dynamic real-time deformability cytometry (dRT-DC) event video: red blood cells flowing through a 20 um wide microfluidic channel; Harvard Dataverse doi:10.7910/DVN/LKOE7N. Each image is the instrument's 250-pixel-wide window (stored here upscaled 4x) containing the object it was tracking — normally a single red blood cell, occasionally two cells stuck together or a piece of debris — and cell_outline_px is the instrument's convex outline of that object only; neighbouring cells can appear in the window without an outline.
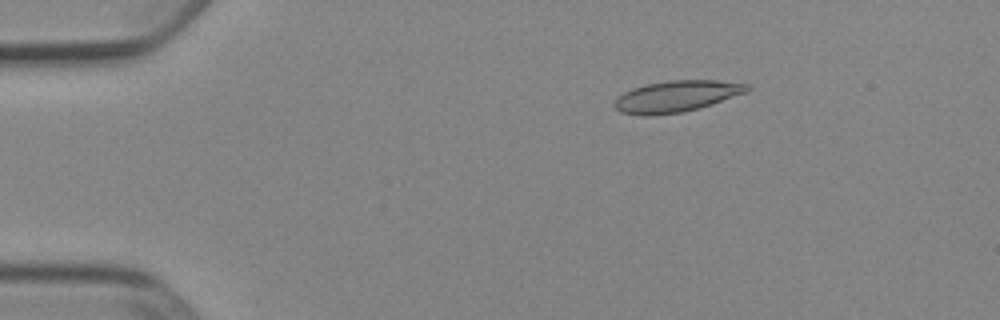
{"species": "Egyptian fruit bat (a non-hibernating species)", "species_latin": "Rousettus aegyptiacus", "temperature_condition": "cold", "stored_images_in_passage": 49, "camera_frame_rate_fps": 3000, "um_per_image_px": 0.085, "animal": {"sex": "female"}, "frame": {"image": 1, "passage_image": 6, "time_ms": 1.667, "image_size_px": [1000, 320], "cell_outline_px": [[752, 88], [748, 92], [712, 104], [680, 112], [652, 116], [644, 116], [620, 112], [612, 104], [624, 92], [632, 88], [644, 84], [668, 80], [716, 80], [748, 84]], "centroid_in_image_um": [57.5, 8.18], "position_along_channel_um": 27.5, "area_um2": 24.28}}
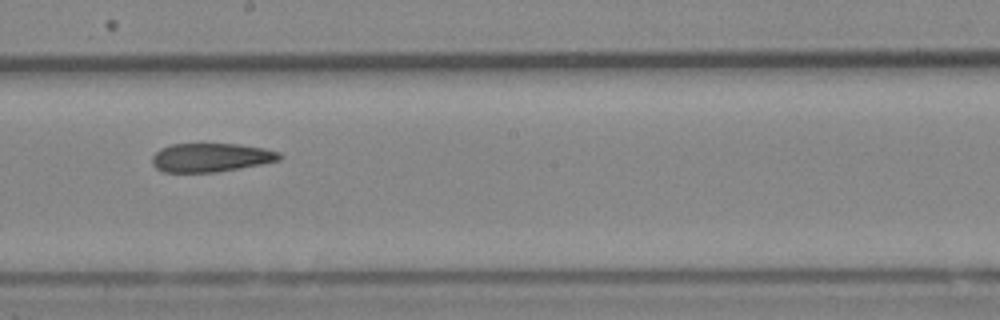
{"frame": {"image": 2, "passage_image": 27, "time_ms": 8.667, "image_size_px": [1000, 320], "cell_outline_px": [[284, 156], [280, 160], [240, 168], [216, 172], [164, 172], [156, 168], [152, 164], [152, 156], [160, 148], [172, 144], [240, 144], [264, 148], [280, 152]], "centroid_in_image_um": [17.94, 13.38], "position_along_channel_um": 230.3, "area_um2": 21.39}}
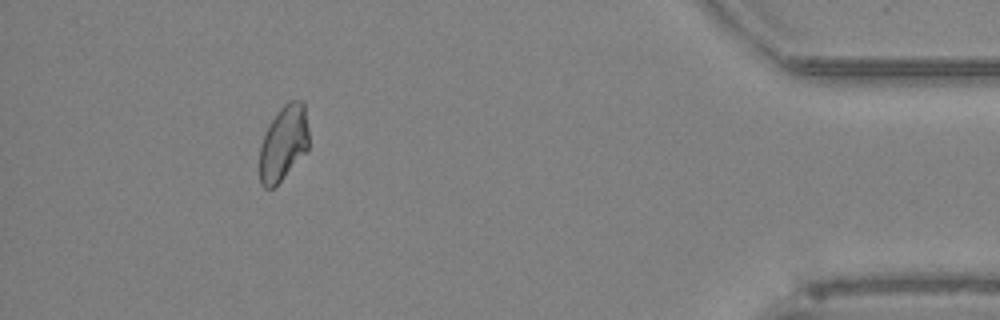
{"frame": {"image": 3, "passage_image": 45, "time_ms": 14.667, "image_size_px": [1000, 320], "cell_outline_px": [[308, 148], [280, 180], [272, 188], [264, 188], [260, 184], [260, 144], [272, 120], [280, 108], [288, 100], [304, 100], [308, 128]], "centroid_in_image_um": [24.1, 12.12], "position_along_channel_um": 411.1, "area_um2": 21.15}, "authors_computed_cell_mechanics": {"area_um2": 22.6576, "velocity_mm_per_s": 3.8871, "shape_relaxation_time_tau1_ms": null, "shape_relaxation_time_tau2_ms": 7.1457, "deformation_change_tau1": null, "deformation_change_tau2": 0.126}}